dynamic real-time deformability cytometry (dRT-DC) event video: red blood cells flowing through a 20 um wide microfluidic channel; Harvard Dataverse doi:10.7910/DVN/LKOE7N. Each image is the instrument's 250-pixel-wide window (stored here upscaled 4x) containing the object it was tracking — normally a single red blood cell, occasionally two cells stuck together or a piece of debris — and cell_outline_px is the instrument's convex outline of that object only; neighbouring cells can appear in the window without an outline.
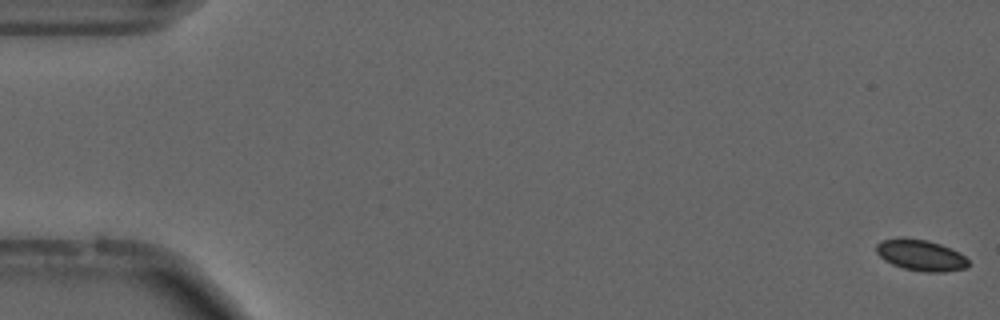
{"species": "common noctule bat (a hibernating species)", "species_latin": "Nyctalus noctula", "temperature_condition": "cold", "stored_images_in_passage": 56, "camera_frame_rate_fps": 3000, "um_per_image_px": 0.085, "animal": {"sex": "male", "forearm_length_mm": 52.5}, "frame": {"image": 1, "passage_image": 1, "time_ms": 0.0, "image_size_px": [1000, 320], "cell_outline_px": [[968, 268], [944, 272], [924, 272], [904, 268], [892, 264], [884, 260], [876, 252], [876, 244], [884, 240], [904, 236], [928, 240], [940, 244], [960, 252], [968, 260]], "centroid_in_image_um": [78.27, 21.68], "position_along_channel_um": 6.7, "area_um2": 16.88}, "authors_computed_cell_mechanics": {"area_um2": 16.5308, "velocity_mm_per_s": 3.6802, "shape_relaxation_time_tau1_ms": null, "shape_relaxation_time_tau2_ms": 9.2686, "deformation_change_tau1": null, "deformation_change_tau2": 0.0916}}